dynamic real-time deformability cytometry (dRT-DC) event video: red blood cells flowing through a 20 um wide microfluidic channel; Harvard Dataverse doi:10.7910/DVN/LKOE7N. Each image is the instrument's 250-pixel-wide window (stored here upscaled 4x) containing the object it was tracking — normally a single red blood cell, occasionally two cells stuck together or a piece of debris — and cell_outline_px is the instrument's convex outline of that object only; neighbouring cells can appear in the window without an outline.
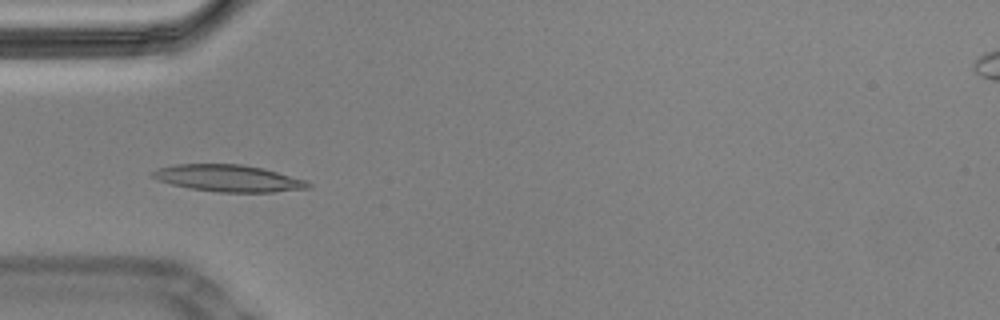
{"species": "Egyptian fruit bat (a non-hibernating species)", "species_latin": "Rousettus aegyptiacus", "temperature_condition": "cold", "stored_images_in_passage": 57, "camera_frame_rate_fps": 3000, "um_per_image_px": 0.085, "animal": {"sex": "male"}, "frame": {"image": 1, "passage_image": 17, "time_ms": 5.333, "image_size_px": [1000, 320], "cell_outline_px": [[312, 188], [272, 192], [220, 192], [192, 188], [172, 184], [156, 180], [152, 176], [152, 172], [160, 168], [176, 164], [240, 164], [260, 168], [308, 180], [312, 184]], "centroid_in_image_um": [19.46, 15.15], "position_along_channel_um": 65.5, "area_um2": 24.1}}
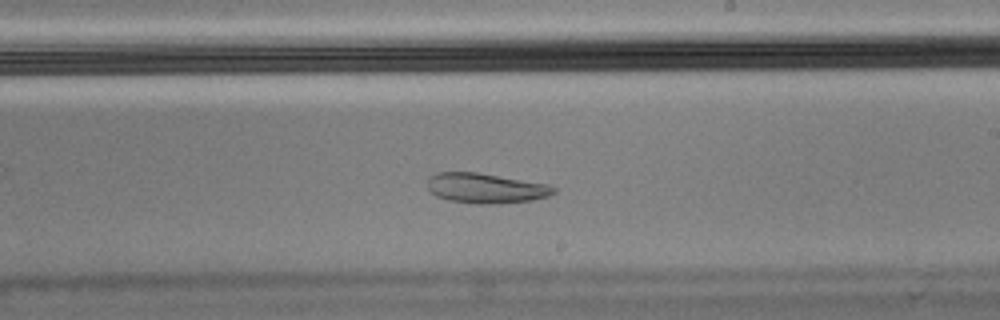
{"frame": {"image": 2, "passage_image": 33, "time_ms": 10.667, "image_size_px": [1000, 320], "cell_outline_px": [[556, 192], [548, 196], [532, 200], [500, 204], [476, 204], [448, 200], [436, 196], [428, 188], [428, 176], [436, 172], [476, 172], [548, 184], [556, 188]], "centroid_in_image_um": [41.28, 16.0], "position_along_channel_um": 247.7, "area_um2": 22.2}, "authors_computed_cell_mechanics": {"area_um2": 22.8888, "velocity_mm_per_s": 3.4203, "shape_relaxation_time_tau1_ms": null, "shape_relaxation_time_tau2_ms": 1.2364, "deformation_change_tau1": null, "deformation_change_tau2": 0.0572}}